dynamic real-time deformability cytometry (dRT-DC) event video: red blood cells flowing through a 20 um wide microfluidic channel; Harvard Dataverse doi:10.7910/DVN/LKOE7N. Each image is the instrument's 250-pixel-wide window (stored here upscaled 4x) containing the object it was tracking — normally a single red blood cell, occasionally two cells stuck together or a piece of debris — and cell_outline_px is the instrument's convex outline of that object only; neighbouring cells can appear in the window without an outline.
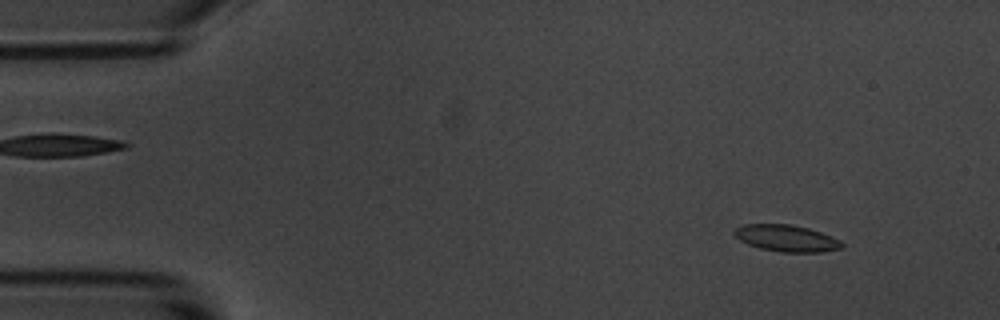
{"species": "common noctule bat (a hibernating species)", "species_latin": "Nyctalus noctula", "temperature_condition": "room temperature", "stored_images_in_passage": 4, "camera_frame_rate_fps": 3000, "um_per_image_px": 0.085, "animal": {"sex": "male", "body_mass_g": 20.1, "forearm_length_mm": 53.5}, "frame": {"image": 1, "passage_image": 1, "time_ms": 0.0, "image_size_px": [1000, 320], "cell_outline_px": [[844, 248], [820, 252], [780, 252], [760, 248], [748, 244], [740, 240], [732, 232], [736, 228], [744, 224], [788, 224], [808, 228], [820, 232], [840, 240], [844, 244]], "centroid_in_image_um": [66.86, 20.25], "position_along_channel_um": 18.1, "area_um2": 16.65}}
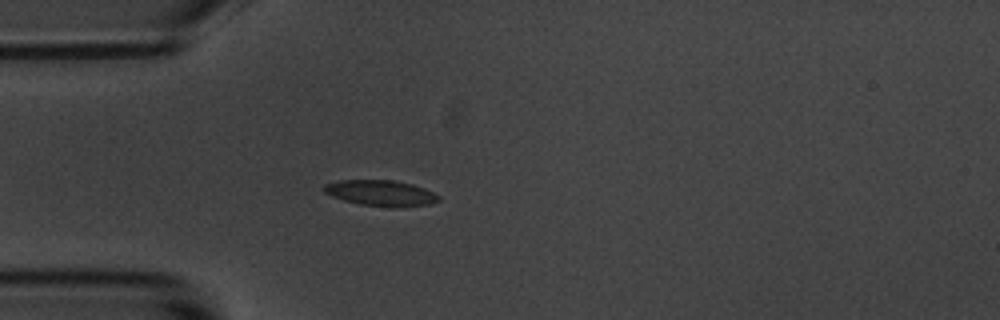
{"frame": {"image": 2, "passage_image": 4, "time_ms": 3.333, "image_size_px": [1000, 320], "cell_outline_px": [[440, 200], [432, 204], [400, 208], [392, 208], [360, 204], [344, 200], [332, 196], [324, 192], [324, 184], [340, 180], [392, 180], [412, 184], [424, 188], [440, 196]], "centroid_in_image_um": [32.41, 16.42], "position_along_channel_um": 52.6, "area_um2": 17.4}}